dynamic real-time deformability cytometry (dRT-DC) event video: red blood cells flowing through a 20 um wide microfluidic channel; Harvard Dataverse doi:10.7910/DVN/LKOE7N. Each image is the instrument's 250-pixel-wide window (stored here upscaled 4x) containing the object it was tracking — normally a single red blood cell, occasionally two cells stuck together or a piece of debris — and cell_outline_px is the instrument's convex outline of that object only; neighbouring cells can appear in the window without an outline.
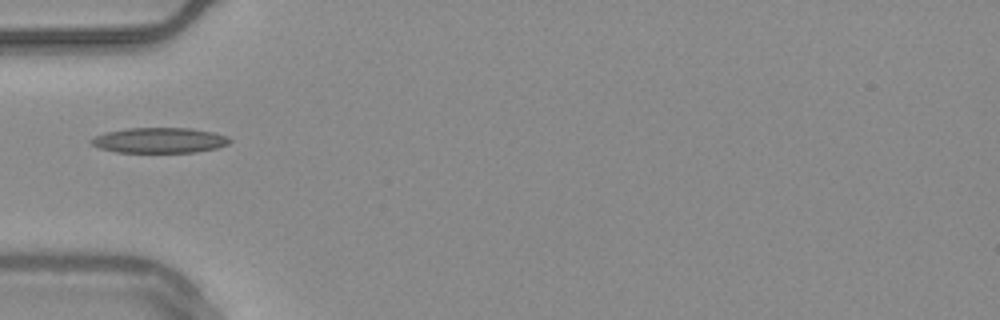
{"species": "common noctule bat (a hibernating species)", "species_latin": "Nyctalus noctula", "temperature_condition": "warm", "stored_images_in_passage": 37, "camera_frame_rate_fps": 3000, "um_per_image_px": 0.085, "animal": {"sex": "male", "body_mass_g": 20.4}, "frame": {"image": 1, "passage_image": 1, "time_ms": 0.0, "image_size_px": [1000, 320], "cell_outline_px": [[232, 140], [228, 144], [216, 148], [196, 152], [116, 152], [100, 148], [92, 144], [88, 140], [104, 132], [128, 128], [188, 128], [212, 132], [228, 136]], "centroid_in_image_um": [13.55, 11.92], "position_along_channel_um": 71.5, "area_um2": 20.4}}